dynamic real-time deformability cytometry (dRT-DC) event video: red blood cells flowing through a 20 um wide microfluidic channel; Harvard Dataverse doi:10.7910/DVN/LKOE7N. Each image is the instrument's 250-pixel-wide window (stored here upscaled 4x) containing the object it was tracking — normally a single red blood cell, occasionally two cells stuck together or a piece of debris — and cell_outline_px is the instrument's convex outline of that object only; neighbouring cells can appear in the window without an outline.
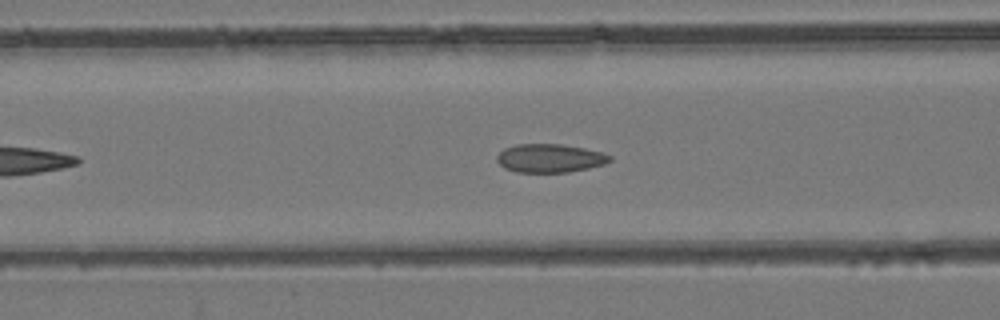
{"species": "common noctule bat (a hibernating species)", "species_latin": "Nyctalus noctula", "temperature_condition": "room temperature", "stored_images_in_passage": 39, "camera_frame_rate_fps": 3000, "um_per_image_px": 0.085, "animal": {"sex": "female", "body_mass_g": 24.6, "forearm_length_mm": 56.2}, "frame": {"image": 1, "passage_image": 11, "time_ms": 3.333, "image_size_px": [1000, 320], "cell_outline_px": [[612, 160], [604, 164], [588, 168], [568, 172], [516, 172], [504, 168], [496, 160], [496, 156], [504, 148], [516, 144], [560, 144], [584, 148], [600, 152], [612, 156]], "centroid_in_image_um": [46.72, 13.45], "position_along_channel_um": 119.9, "area_um2": 18.73}}
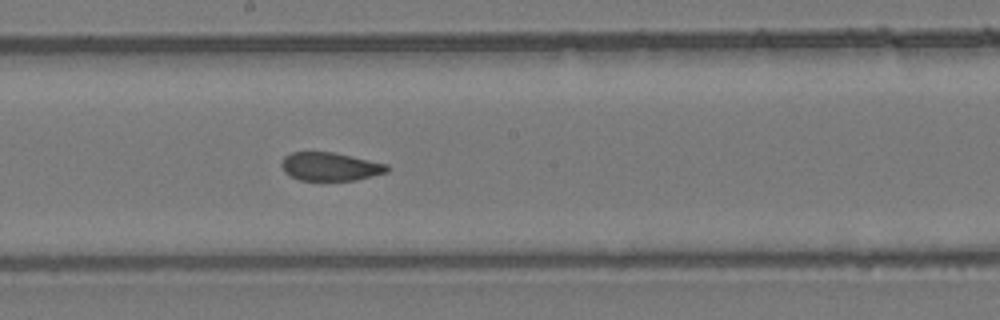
{"frame": {"image": 2, "passage_image": 19, "time_ms": 6.0, "image_size_px": [1000, 320], "cell_outline_px": [[388, 172], [356, 180], [300, 180], [284, 172], [280, 164], [284, 156], [292, 152], [332, 152], [388, 164]], "centroid_in_image_um": [28.05, 14.16], "position_along_channel_um": 220.2, "area_um2": 17.34}}
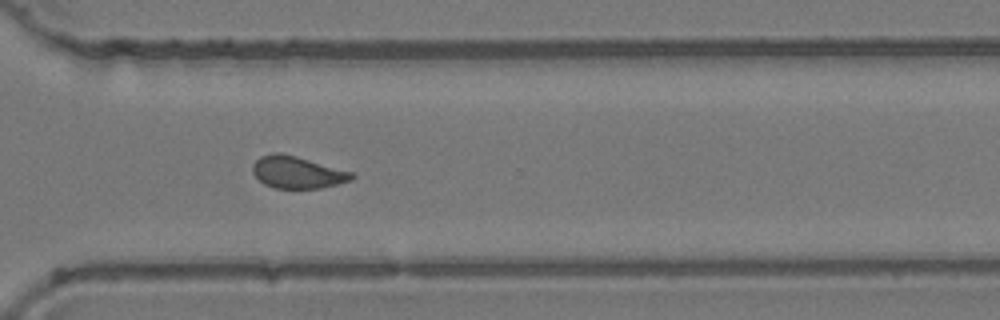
{"frame": {"image": 3, "passage_image": 29, "time_ms": 9.333, "image_size_px": [1000, 320], "cell_outline_px": [[356, 176], [352, 180], [320, 188], [276, 188], [264, 184], [252, 172], [252, 164], [260, 156], [272, 152], [280, 152], [296, 156], [352, 172]], "centroid_in_image_um": [25.25, 14.63], "position_along_channel_um": 345.4, "area_um2": 18.44}, "authors_computed_cell_mechanics": {"area_um2": 18.8428, "velocity_mm_per_s": 3.7703, "shape_relaxation_time_tau1_ms": null, "shape_relaxation_time_tau2_ms": 1.4813, "deformation_change_tau1": null, "deformation_change_tau2": 0.0609}}